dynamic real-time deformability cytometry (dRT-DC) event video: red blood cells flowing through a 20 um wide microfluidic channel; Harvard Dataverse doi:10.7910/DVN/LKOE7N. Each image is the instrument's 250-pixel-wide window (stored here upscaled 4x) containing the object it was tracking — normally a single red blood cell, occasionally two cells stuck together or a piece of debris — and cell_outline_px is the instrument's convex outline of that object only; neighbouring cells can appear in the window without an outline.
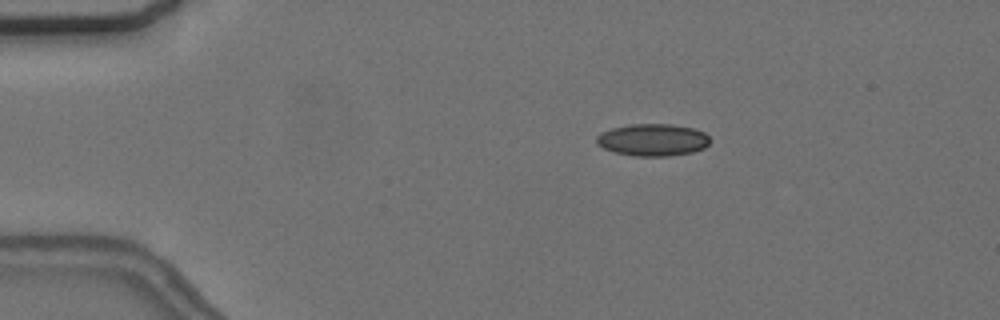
{"species": "common noctule bat (a hibernating species)", "species_latin": "Nyctalus noctula", "temperature_condition": "cold", "stored_images_in_passage": 35, "camera_frame_rate_fps": 3000, "um_per_image_px": 0.085, "animal": {"sex": "female", "body_mass_g": 24.6, "forearm_length_mm": 56.2}, "frame": {"image": 1, "passage_image": 1, "time_ms": 0.0, "image_size_px": [1000, 320], "cell_outline_px": [[708, 144], [704, 148], [692, 152], [668, 156], [632, 156], [612, 152], [596, 144], [596, 136], [600, 132], [612, 128], [632, 124], [672, 124], [692, 128], [704, 132], [708, 136]], "centroid_in_image_um": [55.44, 11.89], "position_along_channel_um": 29.6, "area_um2": 21.33}, "authors_computed_cell_mechanics": {"area_um2": 20.5768, "velocity_mm_per_s": 3.6692, "shape_relaxation_time_tau1_ms": null, "shape_relaxation_time_tau2_ms": 1.5074, "deformation_change_tau1": null, "deformation_change_tau2": 0.0737}}